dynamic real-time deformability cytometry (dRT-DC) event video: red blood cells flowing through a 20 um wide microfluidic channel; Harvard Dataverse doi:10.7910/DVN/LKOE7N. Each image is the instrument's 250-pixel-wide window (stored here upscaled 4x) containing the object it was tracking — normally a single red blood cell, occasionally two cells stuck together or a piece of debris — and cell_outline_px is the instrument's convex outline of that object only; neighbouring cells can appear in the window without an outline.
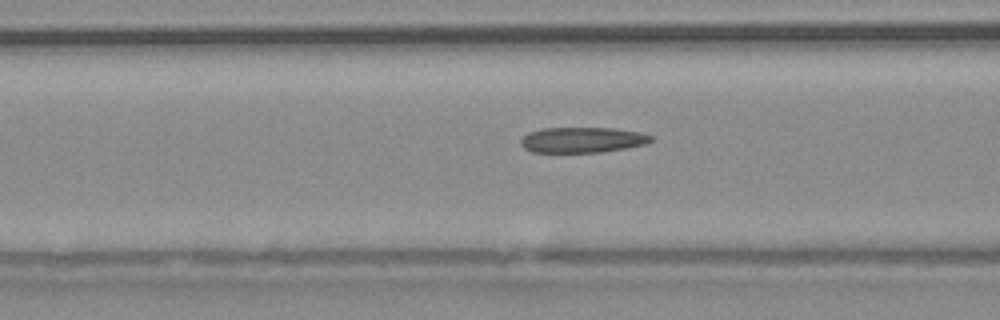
{"species": "common noctule bat (a hibernating species)", "species_latin": "Nyctalus noctula", "temperature_condition": "warm", "stored_images_in_passage": 39, "camera_frame_rate_fps": 3000, "um_per_image_px": 0.085, "animal": {"sex": "male", "body_mass_g": 20.4}, "frame": {"image": 1, "passage_image": 7, "time_ms": 2.0, "image_size_px": [1000, 320], "cell_outline_px": [[652, 140], [648, 144], [628, 148], [600, 152], [532, 152], [524, 148], [520, 144], [520, 140], [528, 132], [544, 128], [612, 128], [640, 132], [652, 136]], "centroid_in_image_um": [49.51, 11.89], "position_along_channel_um": 117.1, "area_um2": 19.42}}
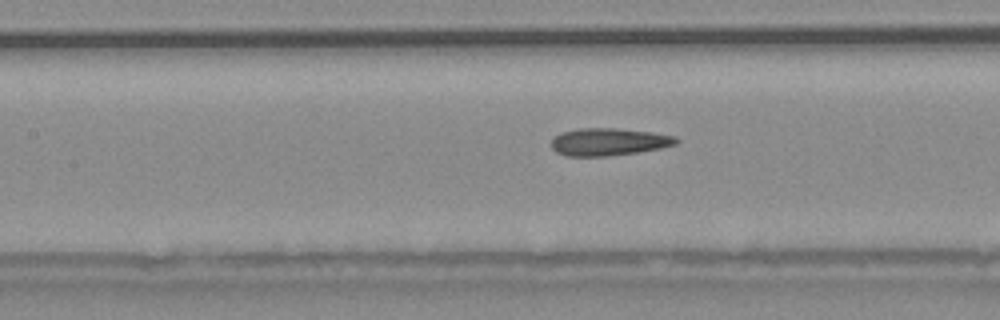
{"frame": {"image": 2, "passage_image": 10, "time_ms": 3.0, "image_size_px": [1000, 320], "cell_outline_px": [[680, 140], [676, 144], [660, 148], [636, 152], [608, 156], [564, 156], [556, 152], [552, 148], [552, 140], [560, 132], [580, 128], [616, 128], [652, 132], [676, 136]], "centroid_in_image_um": [51.74, 12.05], "position_along_channel_um": 155.7, "area_um2": 20.0}}
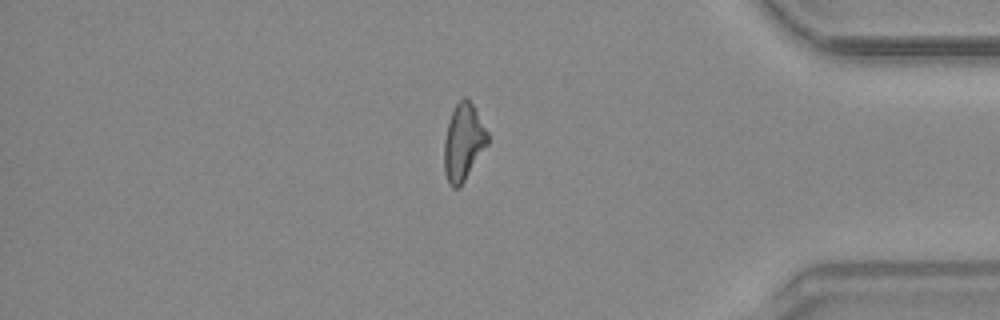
{"frame": {"image": 3, "passage_image": 31, "time_ms": 10.0, "image_size_px": [1000, 320], "cell_outline_px": [[488, 144], [460, 188], [452, 188], [448, 184], [444, 172], [444, 140], [448, 124], [452, 112], [456, 104], [464, 96], [472, 104], [488, 132]], "centroid_in_image_um": [39.38, 12.14], "position_along_channel_um": 395.8, "area_um2": 19.42}, "authors_computed_cell_mechanics": {"area_um2": 19.5364, "velocity_mm_per_s": 3.8316, "shape_relaxation_time_tau1_ms": null, "shape_relaxation_time_tau2_ms": 2.3378, "deformation_change_tau1": null, "deformation_change_tau2": 0.1093}}